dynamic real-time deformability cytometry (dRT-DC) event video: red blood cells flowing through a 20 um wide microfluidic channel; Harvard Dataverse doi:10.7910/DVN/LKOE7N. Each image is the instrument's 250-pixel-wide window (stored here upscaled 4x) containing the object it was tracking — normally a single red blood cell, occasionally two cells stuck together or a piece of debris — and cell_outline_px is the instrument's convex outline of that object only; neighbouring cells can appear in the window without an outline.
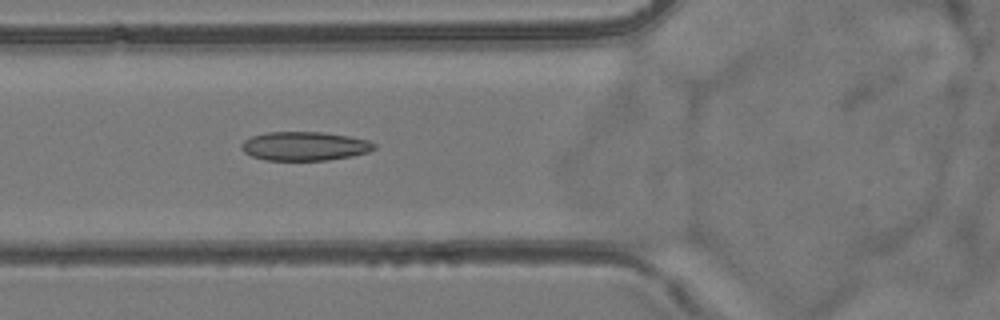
{"species": "common noctule bat (a hibernating species)", "species_latin": "Nyctalus noctula", "temperature_condition": "room temperature", "stored_images_in_passage": 34, "camera_frame_rate_fps": 3000, "um_per_image_px": 0.085, "animal": {"sex": "female", "body_mass_g": 24.6, "forearm_length_mm": 56.2}, "frame": {"image": 1, "passage_image": 13, "time_ms": 4.0, "image_size_px": [1000, 320], "cell_outline_px": [[376, 148], [368, 152], [352, 156], [328, 160], [264, 160], [252, 156], [244, 152], [240, 148], [240, 144], [244, 140], [252, 136], [268, 132], [320, 132], [348, 136], [368, 140], [376, 144]], "centroid_in_image_um": [25.88, 12.42], "position_along_channel_um": 99.9, "area_um2": 22.37}}
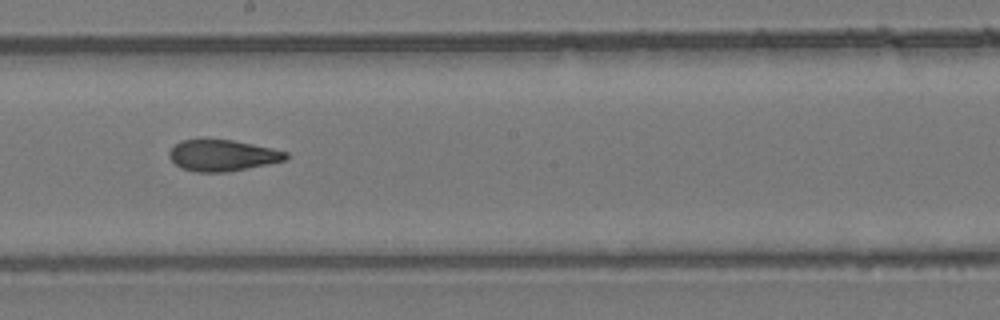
{"frame": {"image": 2, "passage_image": 23, "time_ms": 7.333, "image_size_px": [1000, 320], "cell_outline_px": [[288, 156], [284, 160], [228, 172], [196, 172], [180, 168], [168, 156], [168, 152], [180, 140], [200, 136], [232, 140], [272, 148], [288, 152]], "centroid_in_image_um": [18.83, 13.17], "position_along_channel_um": 229.4, "area_um2": 21.73}}
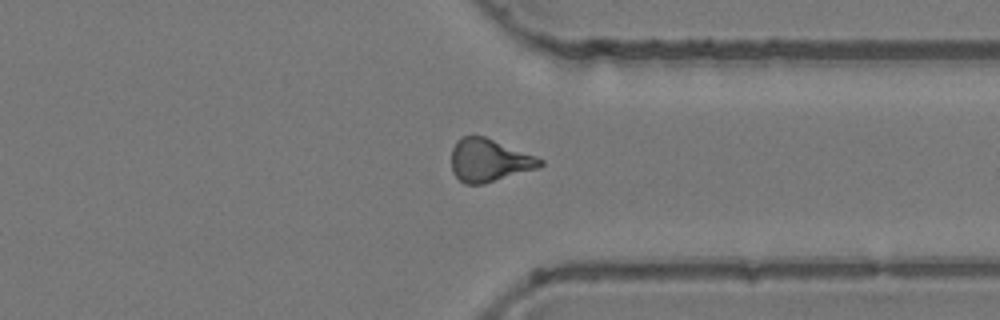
{"frame": {"image": 3, "passage_image": 34, "time_ms": 11.0, "image_size_px": [1000, 320], "cell_outline_px": [[544, 164], [540, 168], [484, 184], [464, 184], [452, 172], [452, 148], [456, 140], [460, 136], [484, 136], [536, 156], [544, 160]], "centroid_in_image_um": [41.59, 13.63], "position_along_channel_um": 369.8, "area_um2": 22.31}, "authors_computed_cell_mechanics": {"area_um2": 22.253, "velocity_mm_per_s": 3.8589, "shape_relaxation_time_tau1_ms": null, "shape_relaxation_time_tau2_ms": 2.0713, "deformation_change_tau1": null, "deformation_change_tau2": 0.108}}